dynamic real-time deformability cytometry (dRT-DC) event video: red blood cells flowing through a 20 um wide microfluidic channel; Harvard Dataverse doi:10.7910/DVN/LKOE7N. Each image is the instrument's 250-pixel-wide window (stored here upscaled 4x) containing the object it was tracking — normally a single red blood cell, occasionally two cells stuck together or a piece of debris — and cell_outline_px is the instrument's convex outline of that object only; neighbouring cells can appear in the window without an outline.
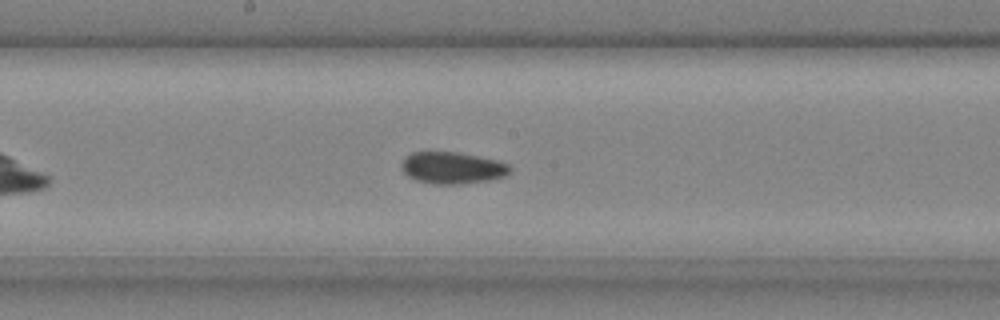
{"species": "common noctule bat (a hibernating species)", "species_latin": "Nyctalus noctula", "temperature_condition": "cold", "stored_images_in_passage": 34, "camera_frame_rate_fps": 3000, "um_per_image_px": 0.085, "animal": {"sex": "male", "body_mass_g": 20.4}, "frame": {"image": 1, "passage_image": 15, "time_ms": 4.667, "image_size_px": [1000, 320], "cell_outline_px": [[512, 168], [504, 176], [488, 180], [460, 184], [436, 184], [416, 180], [408, 176], [404, 172], [400, 164], [412, 152], [456, 152], [496, 160], [508, 164]], "centroid_in_image_um": [38.44, 14.27], "position_along_channel_um": 209.8, "area_um2": 19.77}}